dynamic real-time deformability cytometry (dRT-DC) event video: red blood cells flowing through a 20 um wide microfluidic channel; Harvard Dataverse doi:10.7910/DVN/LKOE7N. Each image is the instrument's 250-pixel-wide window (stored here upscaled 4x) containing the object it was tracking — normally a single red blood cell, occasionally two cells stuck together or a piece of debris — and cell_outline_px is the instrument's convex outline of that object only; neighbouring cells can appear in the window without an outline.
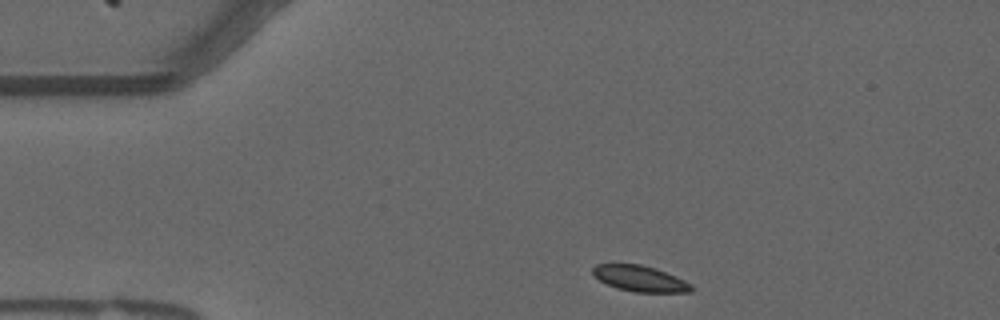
{"species": "common noctule bat (a hibernating species)", "species_latin": "Nyctalus noctula", "temperature_condition": "warm", "stored_images_in_passage": 46, "camera_frame_rate_fps": 3000, "um_per_image_px": 0.085, "animal": {"sex": "male", "forearm_length_mm": 52.5}, "frame": {"image": 1, "passage_image": 1, "time_ms": 0.0, "image_size_px": [1000, 320], "cell_outline_px": [[692, 292], [636, 292], [616, 288], [600, 280], [592, 272], [592, 268], [596, 264], [640, 264], [656, 268], [676, 276], [692, 284]], "centroid_in_image_um": [54.42, 23.67], "position_along_channel_um": 30.6, "area_um2": 14.8}}
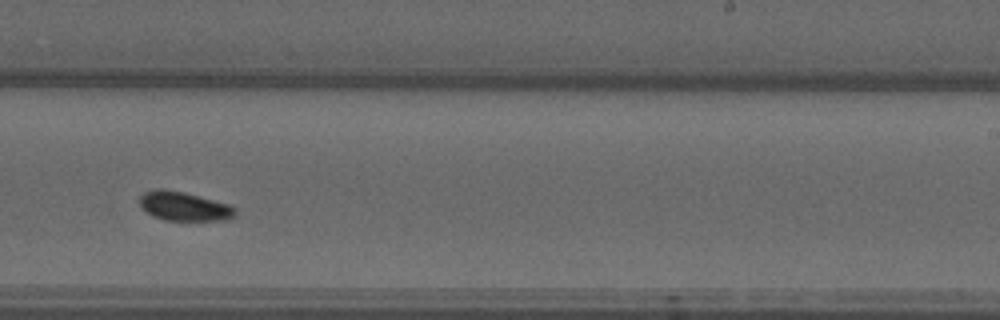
{"frame": {"image": 2, "passage_image": 25, "time_ms": 8.0, "image_size_px": [1000, 320], "cell_outline_px": [[236, 216], [224, 220], [164, 220], [152, 216], [140, 204], [140, 196], [144, 192], [152, 188], [164, 188], [184, 192], [228, 204], [236, 208]], "centroid_in_image_um": [15.63, 17.52], "position_along_channel_um": 273.4, "area_um2": 16.18}}
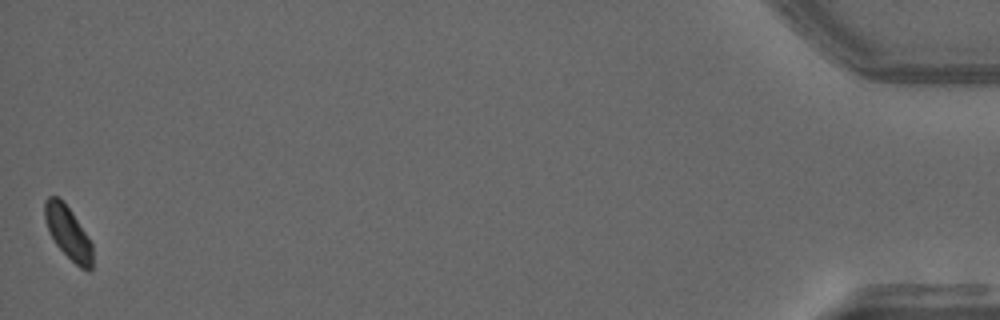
{"frame": {"image": 3, "passage_image": 46, "time_ms": 15.0, "image_size_px": [1000, 320], "cell_outline_px": [[92, 268], [88, 272], [80, 268], [56, 244], [48, 232], [44, 216], [44, 200], [48, 196], [56, 196], [72, 212], [88, 236], [92, 244]], "centroid_in_image_um": [5.78, 19.79], "position_along_channel_um": 429.4, "area_um2": 14.57}, "authors_computed_cell_mechanics": {"area_um2": 15.9528, "velocity_mm_per_s": 3.6664, "shape_relaxation_time_tau1_ms": 3.1179, "shape_relaxation_time_tau2_ms": null, "deformation_change_tau1": 0.0728, "deformation_change_tau2": null}}